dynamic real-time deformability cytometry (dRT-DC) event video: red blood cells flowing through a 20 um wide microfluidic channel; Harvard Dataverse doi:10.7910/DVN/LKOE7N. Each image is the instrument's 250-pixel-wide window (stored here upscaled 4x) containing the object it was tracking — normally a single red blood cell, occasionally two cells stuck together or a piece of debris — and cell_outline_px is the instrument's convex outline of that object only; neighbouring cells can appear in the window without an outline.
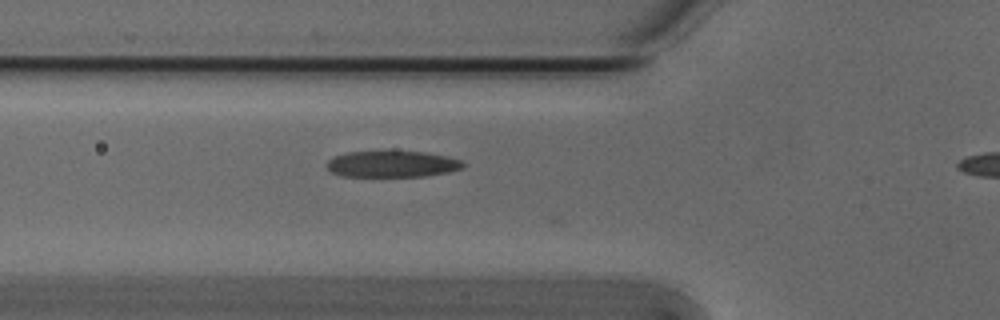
{"species": "Egyptian fruit bat (a non-hibernating species)", "species_latin": "Rousettus aegyptiacus", "temperature_condition": "cold", "stored_images_in_passage": 14, "camera_frame_rate_fps": 3000, "um_per_image_px": 0.085, "animal": {"sex": "male"}, "frame": {"image": 1, "passage_image": 12, "time_ms": 3.667, "image_size_px": [1000, 320], "cell_outline_px": [[464, 168], [448, 172], [424, 176], [340, 176], [332, 172], [328, 168], [328, 160], [332, 156], [348, 152], [388, 148], [424, 152], [448, 156], [460, 160], [464, 164]], "centroid_in_image_um": [33.31, 13.89], "position_along_channel_um": 92.5, "area_um2": 21.79}}